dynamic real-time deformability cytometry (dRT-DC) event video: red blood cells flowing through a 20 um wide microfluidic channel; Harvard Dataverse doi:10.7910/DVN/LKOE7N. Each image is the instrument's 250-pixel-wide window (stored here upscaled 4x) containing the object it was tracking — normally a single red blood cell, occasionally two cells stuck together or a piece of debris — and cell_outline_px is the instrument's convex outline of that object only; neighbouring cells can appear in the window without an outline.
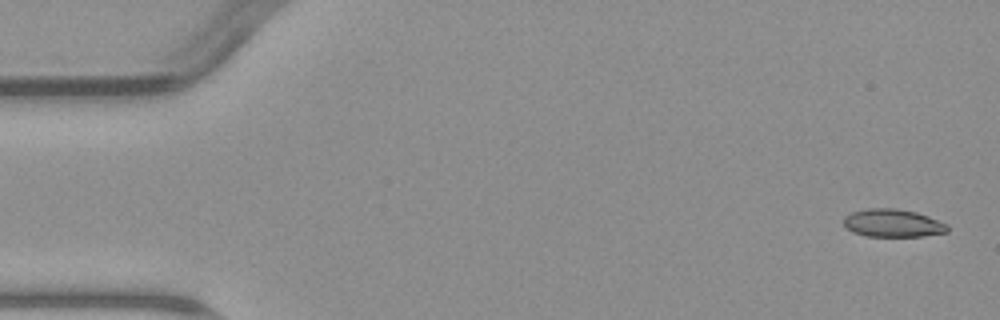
{"species": "common noctule bat (a hibernating species)", "species_latin": "Nyctalus noctula", "temperature_condition": "warm", "stored_images_in_passage": 5, "camera_frame_rate_fps": 3000, "um_per_image_px": 0.085, "animal": {"sex": "male", "body_mass_g": 23.1, "forearm_length_mm": 52.7}, "frame": {"image": 1, "passage_image": 1, "time_ms": 0.0, "image_size_px": [1000, 320], "cell_outline_px": [[948, 232], [924, 236], [864, 236], [852, 232], [844, 224], [844, 216], [852, 212], [868, 208], [896, 208], [916, 212], [928, 216], [948, 224]], "centroid_in_image_um": [75.9, 18.96], "position_along_channel_um": 9.1, "area_um2": 16.94}}
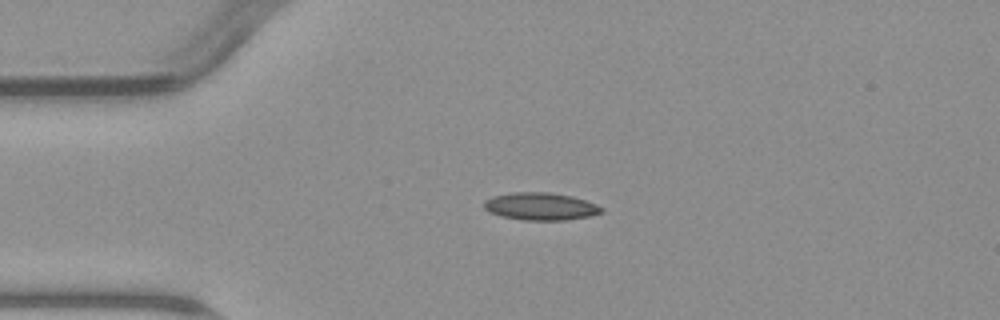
{"frame": {"image": 2, "passage_image": 4, "time_ms": 3.667, "image_size_px": [1000, 320], "cell_outline_px": [[604, 212], [588, 216], [564, 220], [524, 220], [500, 216], [488, 212], [484, 208], [484, 200], [496, 196], [512, 192], [548, 192], [572, 196], [596, 204], [604, 208]], "centroid_in_image_um": [45.94, 17.54], "position_along_channel_um": 39.1, "area_um2": 18.79}}